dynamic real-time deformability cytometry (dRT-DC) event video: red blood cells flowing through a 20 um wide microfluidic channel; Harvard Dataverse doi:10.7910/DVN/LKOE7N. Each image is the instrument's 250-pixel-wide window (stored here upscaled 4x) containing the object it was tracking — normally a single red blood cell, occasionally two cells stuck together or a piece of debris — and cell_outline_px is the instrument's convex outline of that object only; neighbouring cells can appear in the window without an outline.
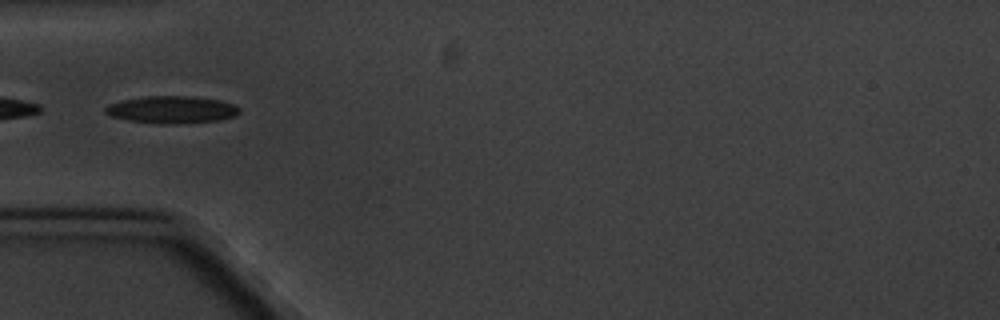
{"species": "common noctule bat (a hibernating species)", "species_latin": "Nyctalus noctula", "temperature_condition": "cold", "stored_images_in_passage": 7, "camera_frame_rate_fps": 3000, "um_per_image_px": 0.085, "animal": {"sex": "male", "body_mass_g": 20.1, "forearm_length_mm": 53.5}, "frame": {"image": 1, "passage_image": 6, "time_ms": 6.0, "image_size_px": [1000, 320], "cell_outline_px": [[240, 112], [236, 116], [220, 120], [176, 124], [160, 124], [128, 120], [112, 116], [104, 112], [104, 108], [108, 104], [120, 100], [144, 96], [192, 96], [220, 100], [236, 104], [240, 108]], "centroid_in_image_um": [14.62, 9.32], "position_along_channel_um": 70.4, "area_um2": 21.62}}